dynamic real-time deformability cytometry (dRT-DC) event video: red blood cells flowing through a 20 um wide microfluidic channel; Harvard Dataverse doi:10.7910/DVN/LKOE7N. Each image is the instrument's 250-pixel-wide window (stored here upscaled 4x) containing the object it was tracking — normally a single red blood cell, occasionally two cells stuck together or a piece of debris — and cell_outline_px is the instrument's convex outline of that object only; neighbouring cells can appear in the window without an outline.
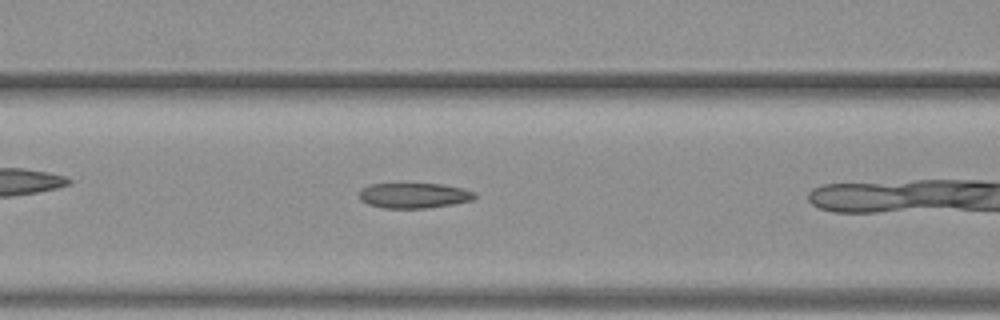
{"species": "common noctule bat (a hibernating species)", "species_latin": "Nyctalus noctula", "temperature_condition": "warm", "stored_images_in_passage": 7, "camera_frame_rate_fps": 3000, "um_per_image_px": 0.085, "animal": {"sex": "female", "body_mass_g": 19.3, "forearm_length_mm": 54.1}, "frame": {"image": 1, "passage_image": 6, "time_ms": 1.667, "image_size_px": [1000, 320], "cell_outline_px": [[476, 196], [472, 200], [452, 204], [424, 208], [384, 208], [368, 204], [360, 200], [360, 192], [364, 188], [372, 184], [440, 184], [460, 188], [476, 192]], "centroid_in_image_um": [35.19, 16.62], "position_along_channel_um": 131.4, "area_um2": 16.7}}